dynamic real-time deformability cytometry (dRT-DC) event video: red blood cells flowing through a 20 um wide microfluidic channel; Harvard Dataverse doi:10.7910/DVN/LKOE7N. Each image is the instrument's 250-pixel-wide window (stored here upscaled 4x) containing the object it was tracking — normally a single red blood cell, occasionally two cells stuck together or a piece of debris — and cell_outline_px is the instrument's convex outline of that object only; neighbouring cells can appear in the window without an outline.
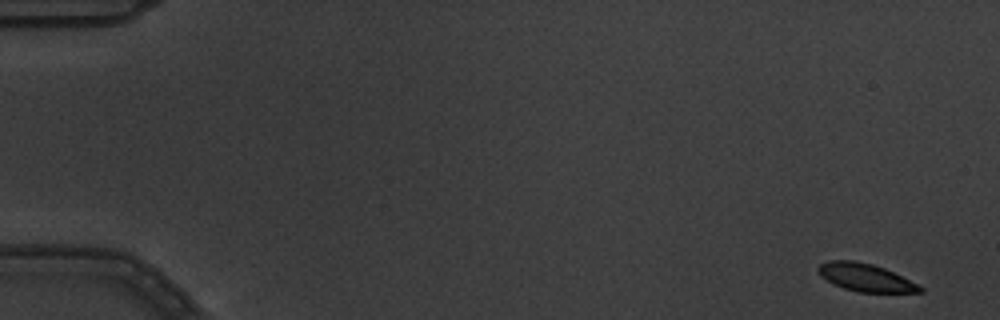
{"species": "common noctule bat (a hibernating species)", "species_latin": "Nyctalus noctula", "temperature_condition": "warm", "stored_images_in_passage": 5, "camera_frame_rate_fps": 3000, "um_per_image_px": 0.085, "animal": {"sex": "male", "body_mass_g": 19.5, "forearm_length_mm": 54.6}, "frame": {"image": 1, "passage_image": 1, "time_ms": 0.0, "image_size_px": [1000, 320], "cell_outline_px": [[924, 292], [860, 292], [844, 288], [820, 276], [816, 268], [820, 264], [828, 260], [852, 260], [872, 264], [884, 268], [924, 288]], "centroid_in_image_um": [73.53, 23.57], "position_along_channel_um": 11.5, "area_um2": 16.13}}